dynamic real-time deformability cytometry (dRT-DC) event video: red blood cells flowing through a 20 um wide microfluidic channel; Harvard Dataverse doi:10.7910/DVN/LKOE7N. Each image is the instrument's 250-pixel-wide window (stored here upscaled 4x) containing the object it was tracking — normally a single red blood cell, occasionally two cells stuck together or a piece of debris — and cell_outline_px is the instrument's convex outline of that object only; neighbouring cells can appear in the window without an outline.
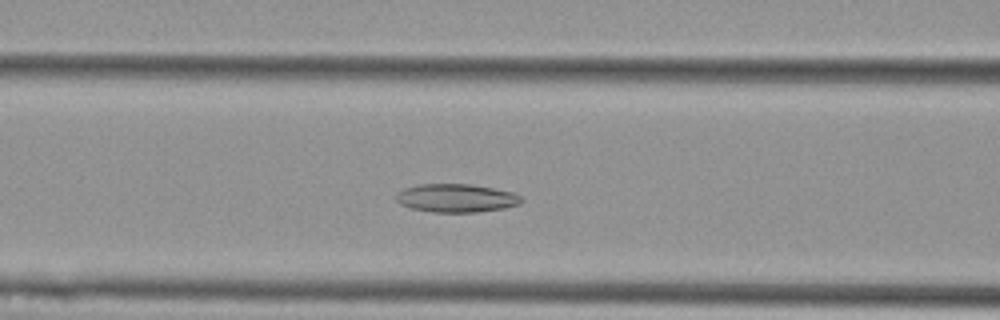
{"species": "Egyptian fruit bat (a non-hibernating species)", "species_latin": "Rousettus aegyptiacus", "temperature_condition": "cold", "stored_images_in_passage": 41, "camera_frame_rate_fps": 3000, "um_per_image_px": 0.085, "animal": {"sex": "female"}, "frame": {"image": 1, "passage_image": 9, "time_ms": 2.667, "image_size_px": [1000, 320], "cell_outline_px": [[524, 200], [520, 204], [504, 208], [476, 212], [432, 212], [412, 208], [400, 204], [396, 200], [396, 192], [404, 188], [420, 184], [468, 184], [492, 188], [512, 192], [520, 196]], "centroid_in_image_um": [38.77, 16.84], "position_along_channel_um": 127.8, "area_um2": 20.63}}
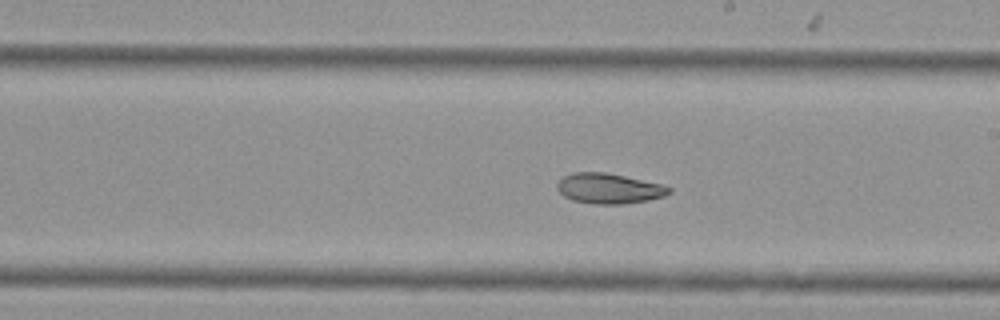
{"frame": {"image": 2, "passage_image": 18, "time_ms": 5.667, "image_size_px": [1000, 320], "cell_outline_px": [[672, 192], [664, 196], [648, 200], [624, 204], [592, 204], [572, 200], [564, 196], [556, 188], [556, 184], [564, 176], [572, 172], [604, 172], [664, 184], [672, 188]], "centroid_in_image_um": [51.77, 16.02], "position_along_channel_um": 237.2, "area_um2": 19.88}}
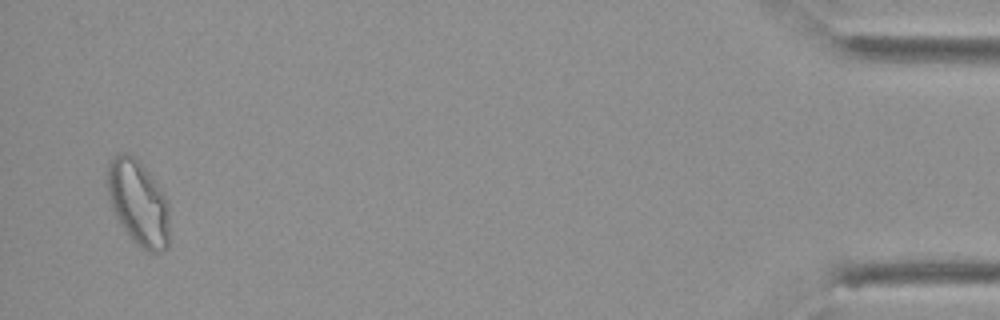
{"frame": {"image": 3, "passage_image": 40, "time_ms": 13.0, "image_size_px": [1000, 320], "cell_outline_px": [[168, 248], [160, 252], [148, 252], [136, 244], [132, 240], [120, 224], [112, 208], [108, 196], [108, 164], [120, 152], [128, 152], [140, 160], [160, 188], [168, 200]], "centroid_in_image_um": [11.76, 17.24], "position_along_channel_um": 423.4, "area_um2": 30.87}, "authors_computed_cell_mechanics": {"area_um2": 21.097, "velocity_mm_per_s": 3.6661, "shape_relaxation_time_tau1_ms": null, "shape_relaxation_time_tau2_ms": 5.9313, "deformation_change_tau1": null, "deformation_change_tau2": 0.0964}}